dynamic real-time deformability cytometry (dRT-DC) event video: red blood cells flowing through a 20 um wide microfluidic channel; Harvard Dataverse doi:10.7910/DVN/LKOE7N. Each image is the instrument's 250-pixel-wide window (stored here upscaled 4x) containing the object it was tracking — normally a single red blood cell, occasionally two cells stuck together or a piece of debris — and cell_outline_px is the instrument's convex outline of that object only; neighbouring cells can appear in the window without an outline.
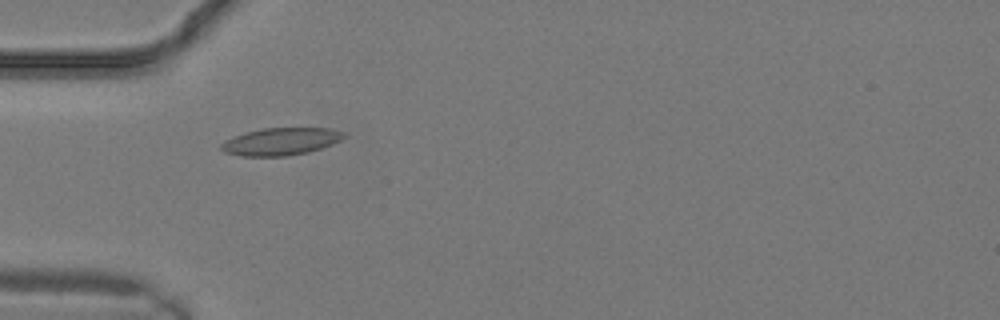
{"species": "common noctule bat (a hibernating species)", "species_latin": "Nyctalus noctula", "temperature_condition": "warm", "stored_images_in_passage": 9, "camera_frame_rate_fps": 3000, "um_per_image_px": 0.085, "animal": {"sex": "male", "body_mass_g": 19.2, "forearm_length_mm": 51.8}, "frame": {"image": 1, "passage_image": 1, "time_ms": 0.0, "image_size_px": [1000, 320], "cell_outline_px": [[348, 136], [332, 144], [308, 152], [288, 156], [240, 156], [224, 152], [220, 148], [220, 144], [224, 140], [232, 136], [244, 132], [264, 128], [328, 128], [344, 132]], "centroid_in_image_um": [23.83, 12.02], "position_along_channel_um": 61.2, "area_um2": 19.77}}
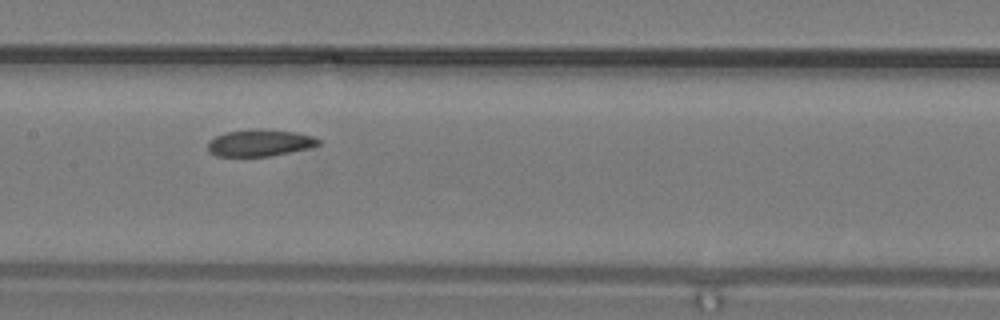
{"frame": {"image": 2, "passage_image": 6, "time_ms": 1.667, "image_size_px": [1000, 320], "cell_outline_px": [[320, 144], [308, 148], [272, 156], [216, 156], [208, 152], [208, 140], [224, 132], [252, 128], [260, 128], [296, 132], [312, 136], [320, 140]], "centroid_in_image_um": [22.04, 12.13], "position_along_channel_um": 185.4, "area_um2": 17.51}}
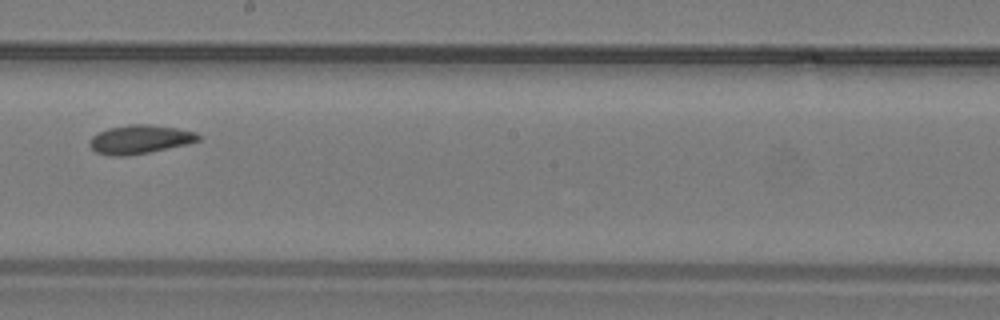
{"frame": {"image": 3, "passage_image": 8, "time_ms": 2.333, "image_size_px": [1000, 320], "cell_outline_px": [[200, 140], [188, 144], [128, 156], [112, 156], [96, 152], [88, 144], [92, 136], [96, 132], [108, 128], [128, 124], [148, 124], [176, 128], [196, 132], [200, 136]], "centroid_in_image_um": [11.86, 11.84], "position_along_channel_um": 236.3, "area_um2": 18.26}}